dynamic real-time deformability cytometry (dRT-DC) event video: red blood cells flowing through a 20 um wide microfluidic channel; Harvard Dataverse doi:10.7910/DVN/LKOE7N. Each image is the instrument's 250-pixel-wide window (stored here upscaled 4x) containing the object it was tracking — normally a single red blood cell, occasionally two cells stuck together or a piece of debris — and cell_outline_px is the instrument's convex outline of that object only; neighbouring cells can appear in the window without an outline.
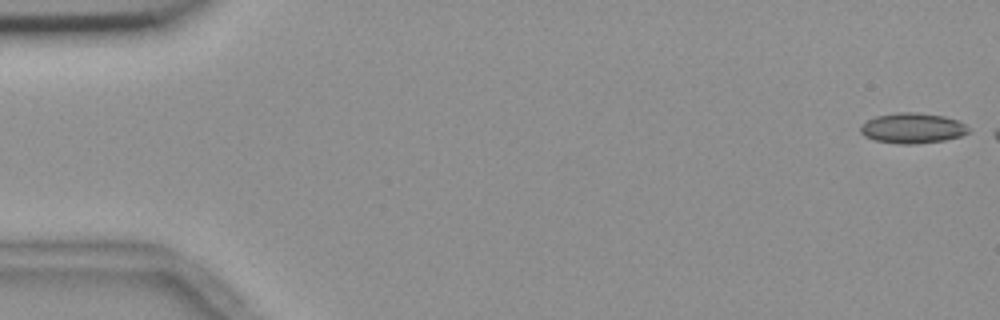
{"species": "common noctule bat (a hibernating species)", "species_latin": "Nyctalus noctula", "temperature_condition": "room temperature", "stored_images_in_passage": 8, "camera_frame_rate_fps": 3000, "um_per_image_px": 0.085, "animal": {"sex": "female", "body_mass_g": 18.4}, "frame": {"image": 1, "passage_image": 1, "time_ms": 0.0, "image_size_px": [1000, 320], "cell_outline_px": [[968, 132], [960, 136], [944, 140], [912, 144], [900, 144], [872, 140], [864, 136], [860, 132], [860, 124], [876, 116], [896, 112], [916, 112], [944, 116], [956, 120], [964, 124], [968, 128]], "centroid_in_image_um": [77.5, 10.89], "position_along_channel_um": 7.5, "area_um2": 19.07}}